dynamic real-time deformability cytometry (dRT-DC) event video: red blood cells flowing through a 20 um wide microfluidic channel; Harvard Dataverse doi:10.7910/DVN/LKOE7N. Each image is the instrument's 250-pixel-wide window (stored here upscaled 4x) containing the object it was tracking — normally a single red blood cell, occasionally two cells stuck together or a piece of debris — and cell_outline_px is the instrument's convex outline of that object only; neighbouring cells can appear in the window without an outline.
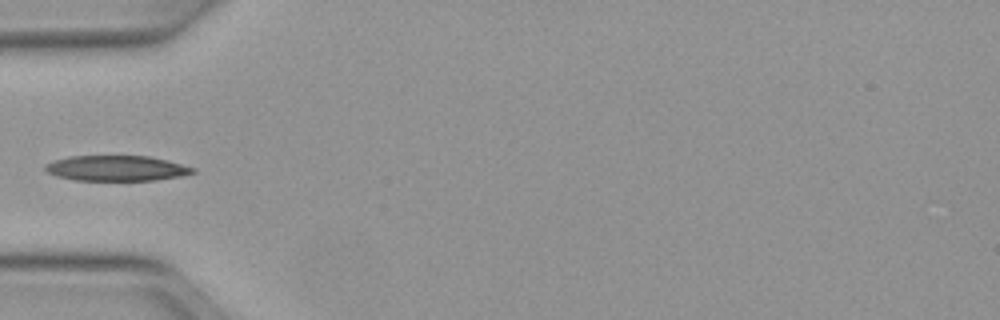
{"species": "Egyptian fruit bat (a non-hibernating species)", "species_latin": "Rousettus aegyptiacus", "temperature_condition": "warm", "stored_images_in_passage": 35, "camera_frame_rate_fps": 3000, "um_per_image_px": 0.085, "animal": {"sex": "female"}, "frame": {"image": 1, "passage_image": 1, "time_ms": 0.0, "image_size_px": [1000, 320], "cell_outline_px": [[196, 172], [180, 176], [156, 180], [76, 180], [56, 176], [48, 172], [44, 168], [44, 164], [52, 160], [68, 156], [148, 156], [168, 160], [196, 168]], "centroid_in_image_um": [9.89, 14.29], "position_along_channel_um": 75.1, "area_um2": 21.91}}
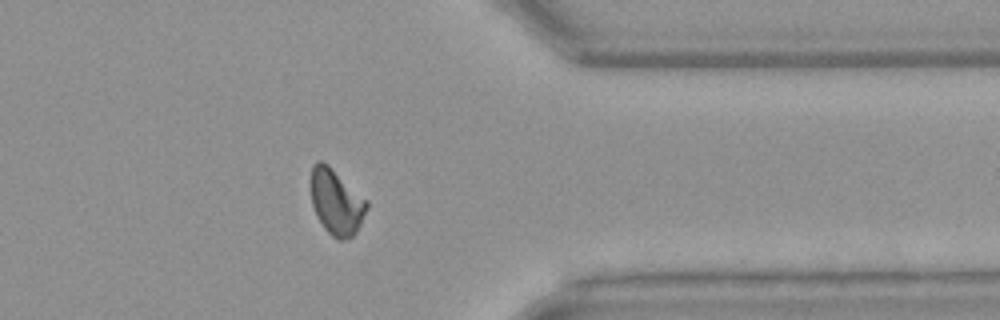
{"frame": {"image": 2, "passage_image": 25, "time_ms": 8.0, "image_size_px": [1000, 320], "cell_outline_px": [[368, 208], [356, 232], [348, 240], [336, 240], [324, 228], [316, 216], [312, 204], [308, 184], [312, 164], [316, 160], [320, 160], [328, 164], [368, 200]], "centroid_in_image_um": [28.54, 17.14], "position_along_channel_um": 382.9, "area_um2": 22.02}}
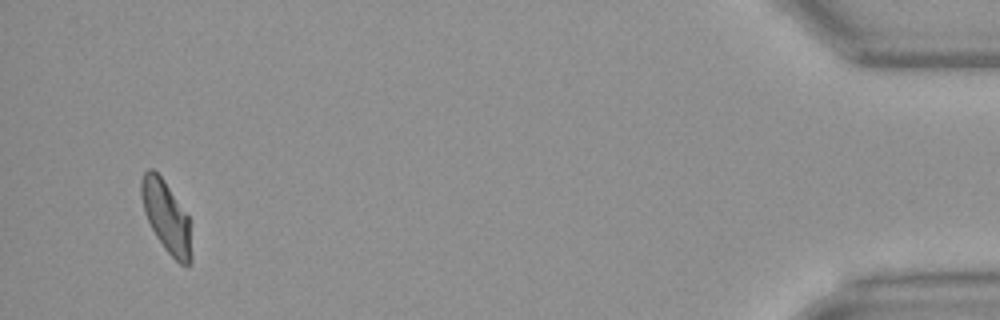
{"frame": {"image": 3, "passage_image": 33, "time_ms": 10.667, "image_size_px": [1000, 320], "cell_outline_px": [[192, 260], [188, 264], [180, 264], [164, 248], [156, 236], [144, 212], [140, 196], [140, 180], [144, 172], [148, 168], [152, 168], [164, 180], [188, 216], [192, 256]], "centroid_in_image_um": [14.11, 18.4], "position_along_channel_um": 421.1, "area_um2": 20.63}}